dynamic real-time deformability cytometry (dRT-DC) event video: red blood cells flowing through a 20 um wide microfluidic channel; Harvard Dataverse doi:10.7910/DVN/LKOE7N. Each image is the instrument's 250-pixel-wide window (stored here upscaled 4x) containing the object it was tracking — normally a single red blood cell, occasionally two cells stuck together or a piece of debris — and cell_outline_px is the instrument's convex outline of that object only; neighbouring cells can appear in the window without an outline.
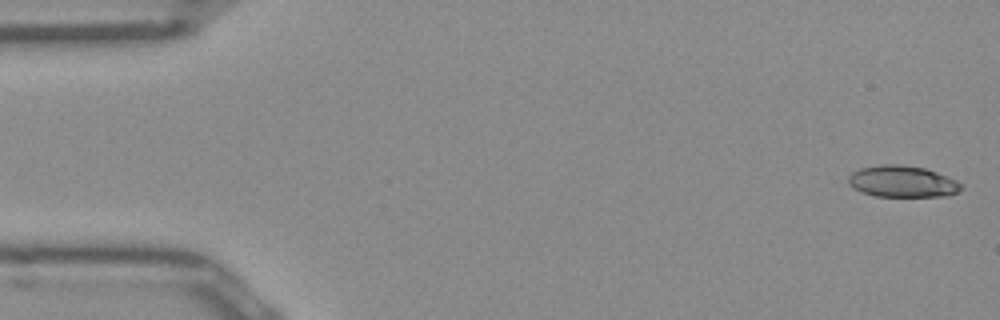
{"species": "Egyptian fruit bat (a non-hibernating species)", "species_latin": "Rousettus aegyptiacus", "temperature_condition": "room temperature", "stored_images_in_passage": 13, "camera_frame_rate_fps": 3000, "um_per_image_px": 0.085, "frame": {"image": 1, "passage_image": 1, "time_ms": 0.0, "image_size_px": [1000, 320], "cell_outline_px": [[964, 188], [956, 192], [944, 196], [876, 196], [860, 192], [848, 184], [848, 176], [852, 172], [860, 168], [884, 164], [896, 164], [924, 168], [948, 176], [956, 180]], "centroid_in_image_um": [76.67, 15.43], "position_along_channel_um": 8.3, "area_um2": 20.63}}
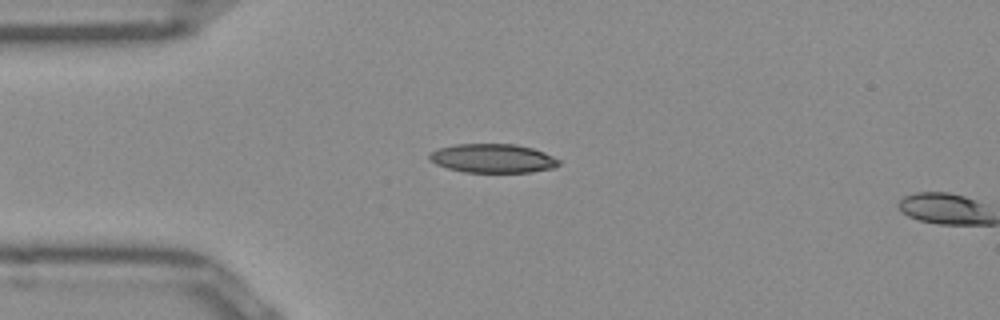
{"frame": {"image": 2, "passage_image": 12, "time_ms": 3.667, "image_size_px": [1000, 320], "cell_outline_px": [[560, 164], [552, 168], [532, 172], [464, 172], [448, 168], [436, 164], [428, 160], [428, 156], [432, 152], [440, 148], [456, 144], [516, 144], [532, 148], [544, 152], [560, 160]], "centroid_in_image_um": [41.89, 13.46], "position_along_channel_um": 43.1, "area_um2": 21.73}}